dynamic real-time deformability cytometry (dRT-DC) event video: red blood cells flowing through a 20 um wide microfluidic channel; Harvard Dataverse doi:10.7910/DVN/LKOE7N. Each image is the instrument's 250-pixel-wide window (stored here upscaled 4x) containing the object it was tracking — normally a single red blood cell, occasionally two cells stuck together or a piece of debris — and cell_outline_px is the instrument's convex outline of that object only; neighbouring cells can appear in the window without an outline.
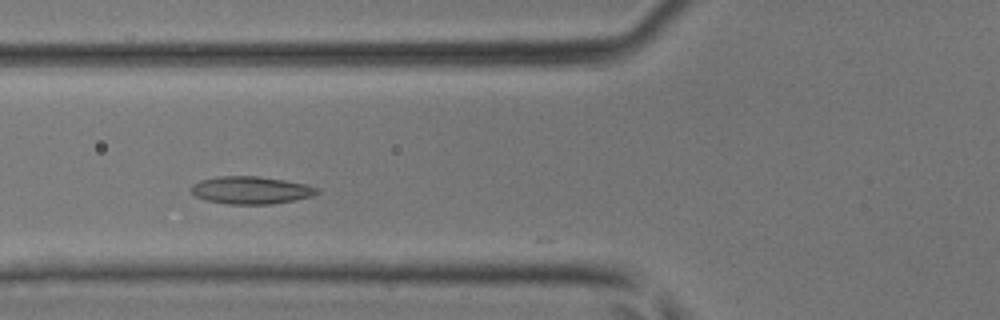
{"species": "common noctule bat (a hibernating species)", "species_latin": "Nyctalus noctula", "temperature_condition": "room temperature", "stored_images_in_passage": 36, "camera_frame_rate_fps": 3000, "um_per_image_px": 0.085, "animal": {"sex": "male", "body_mass_g": 17.9, "forearm_length_mm": 54.2}, "frame": {"image": 1, "passage_image": 10, "time_ms": 3.0, "image_size_px": [1000, 320], "cell_outline_px": [[320, 192], [312, 196], [272, 204], [228, 204], [204, 200], [196, 196], [192, 192], [192, 184], [200, 180], [216, 176], [256, 176], [284, 180], [308, 184], [320, 188]], "centroid_in_image_um": [21.34, 16.16], "position_along_channel_um": 104.5, "area_um2": 20.29}}
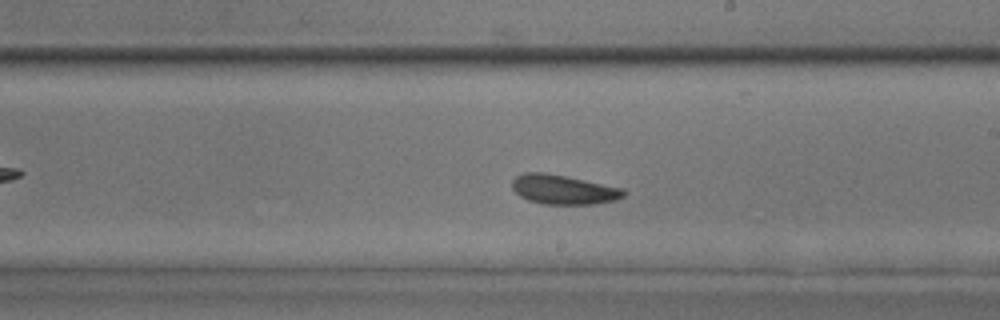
{"frame": {"image": 2, "passage_image": 19, "time_ms": 6.0, "image_size_px": [1000, 320], "cell_outline_px": [[628, 192], [624, 196], [616, 200], [596, 204], [544, 204], [528, 200], [520, 196], [512, 188], [512, 180], [516, 176], [524, 172], [544, 172], [624, 188]], "centroid_in_image_um": [47.91, 16.11], "position_along_channel_um": 241.1, "area_um2": 19.19}}
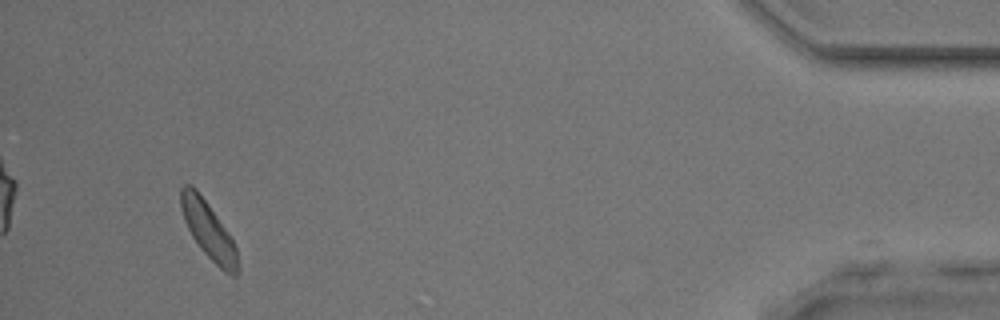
{"frame": {"image": 3, "passage_image": 35, "time_ms": 11.333, "image_size_px": [1000, 320], "cell_outline_px": [[240, 272], [236, 276], [232, 276], [224, 272], [204, 252], [192, 236], [184, 220], [180, 208], [180, 188], [184, 184], [192, 184], [196, 188], [232, 236], [236, 248]], "centroid_in_image_um": [17.73, 19.57], "position_along_channel_um": 417.5, "area_um2": 19.07}}